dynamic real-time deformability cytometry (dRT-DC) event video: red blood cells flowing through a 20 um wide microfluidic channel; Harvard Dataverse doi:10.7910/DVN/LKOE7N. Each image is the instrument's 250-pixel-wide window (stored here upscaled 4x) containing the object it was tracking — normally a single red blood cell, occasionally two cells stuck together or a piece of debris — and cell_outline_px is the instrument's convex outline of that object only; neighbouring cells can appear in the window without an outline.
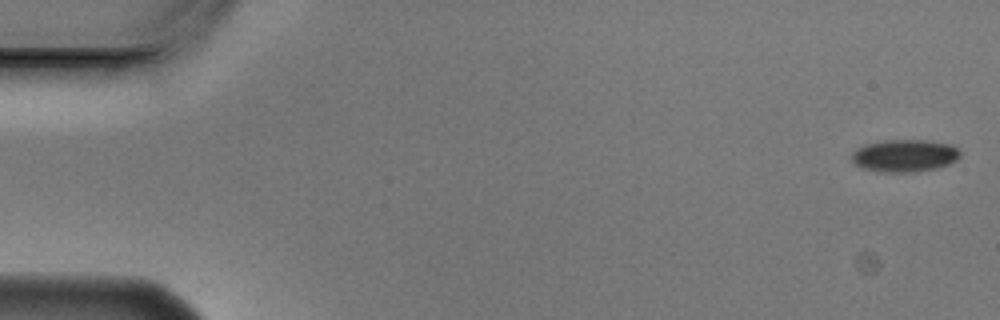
{"species": "Egyptian fruit bat (a non-hibernating species)", "species_latin": "Rousettus aegyptiacus", "temperature_condition": "cold", "stored_images_in_passage": 5, "camera_frame_rate_fps": 3000, "um_per_image_px": 0.085, "animal": {"sex": "male"}, "frame": {"image": 1, "passage_image": 1, "time_ms": 0.0, "image_size_px": [1000, 320], "cell_outline_px": [[960, 156], [956, 160], [948, 164], [936, 168], [912, 172], [884, 172], [864, 168], [856, 164], [852, 160], [852, 152], [856, 148], [864, 144], [884, 140], [932, 140], [952, 144], [960, 152]], "centroid_in_image_um": [76.9, 13.21], "position_along_channel_um": 8.1, "area_um2": 20.52}}